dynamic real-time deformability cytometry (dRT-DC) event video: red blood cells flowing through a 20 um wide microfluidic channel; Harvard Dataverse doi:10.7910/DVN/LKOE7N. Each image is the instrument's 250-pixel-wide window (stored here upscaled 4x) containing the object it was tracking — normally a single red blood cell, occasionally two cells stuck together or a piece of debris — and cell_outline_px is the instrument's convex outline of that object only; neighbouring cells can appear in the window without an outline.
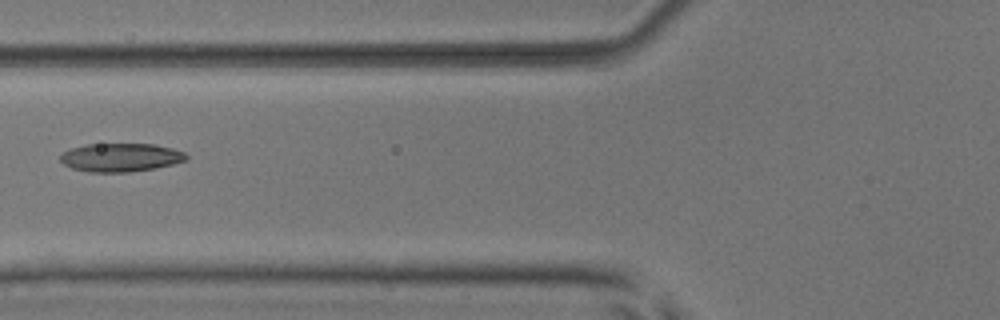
{"species": "common noctule bat (a hibernating species)", "species_latin": "Nyctalus noctula", "temperature_condition": "room temperature", "stored_images_in_passage": 7, "camera_frame_rate_fps": 3000, "um_per_image_px": 0.085, "animal": {"sex": "male", "body_mass_g": 17.9, "forearm_length_mm": 54.2}, "frame": {"image": 1, "passage_image": 5, "time_ms": 5.667, "image_size_px": [1000, 320], "cell_outline_px": [[188, 160], [156, 168], [128, 172], [88, 172], [72, 168], [64, 164], [60, 160], [60, 152], [72, 148], [88, 144], [156, 144], [172, 148], [184, 152], [188, 156]], "centroid_in_image_um": [10.26, 13.38], "position_along_channel_um": 115.5, "area_um2": 20.98}}
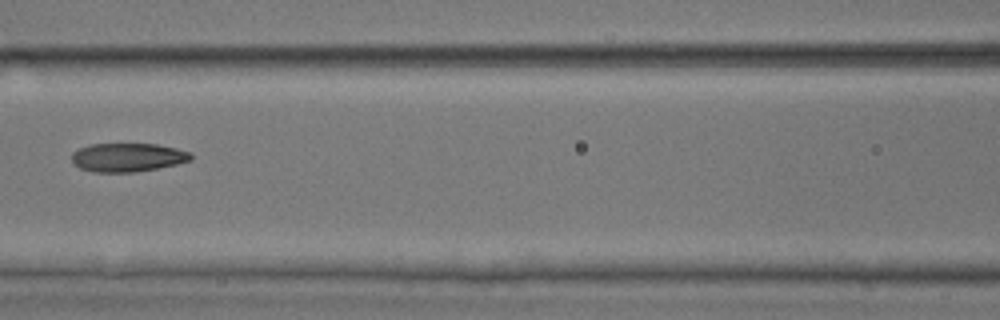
{"frame": {"image": 2, "passage_image": 6, "time_ms": 6.667, "image_size_px": [1000, 320], "cell_outline_px": [[192, 160], [176, 164], [136, 172], [96, 172], [80, 168], [72, 164], [72, 152], [88, 144], [156, 144], [176, 148], [192, 152]], "centroid_in_image_um": [10.84, 13.37], "position_along_channel_um": 155.8, "area_um2": 19.94}}